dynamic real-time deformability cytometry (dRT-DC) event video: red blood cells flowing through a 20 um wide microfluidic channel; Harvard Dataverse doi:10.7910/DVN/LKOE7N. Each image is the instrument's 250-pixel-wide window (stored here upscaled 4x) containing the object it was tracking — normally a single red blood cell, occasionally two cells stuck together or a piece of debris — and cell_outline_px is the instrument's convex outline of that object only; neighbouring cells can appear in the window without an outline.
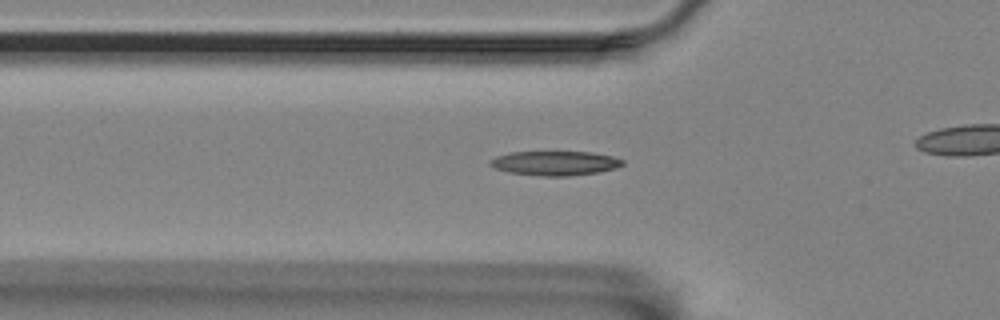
{"species": "Egyptian fruit bat (a non-hibernating species)", "species_latin": "Rousettus aegyptiacus", "temperature_condition": "room temperature", "stored_images_in_passage": 36, "camera_frame_rate_fps": 3000, "um_per_image_px": 0.085, "animal": {"sex": "female"}, "frame": {"image": 1, "passage_image": 8, "time_ms": 2.333, "image_size_px": [1000, 320], "cell_outline_px": [[624, 164], [616, 168], [600, 172], [568, 176], [544, 176], [508, 172], [496, 168], [488, 164], [488, 160], [496, 156], [512, 152], [592, 152], [612, 156], [624, 160]], "centroid_in_image_um": [47.18, 13.87], "position_along_channel_um": 78.6, "area_um2": 18.84}}
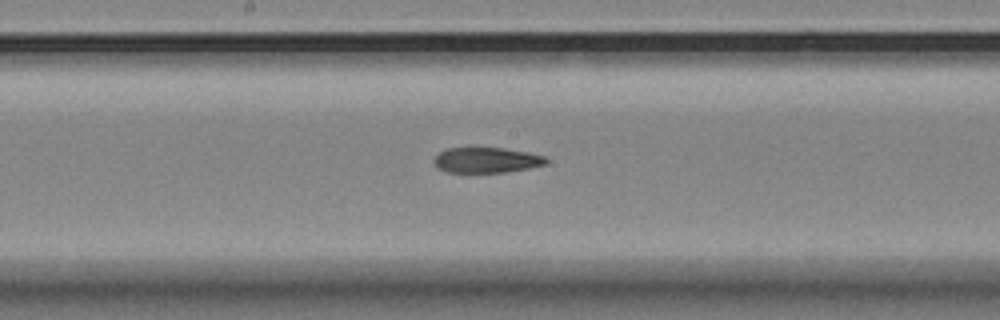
{"frame": {"image": 2, "passage_image": 19, "time_ms": 6.0, "image_size_px": [1000, 320], "cell_outline_px": [[548, 164], [528, 168], [504, 172], [448, 172], [440, 168], [432, 160], [440, 152], [448, 148], [504, 148], [528, 152], [544, 156], [548, 160]], "centroid_in_image_um": [41.39, 13.6], "position_along_channel_um": 206.8, "area_um2": 16.42}}
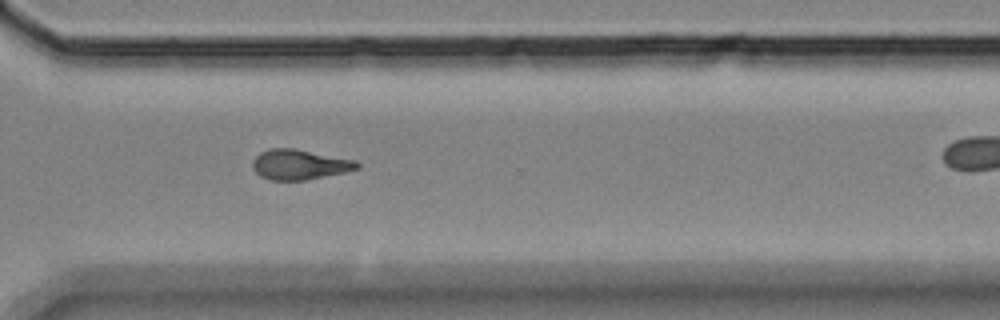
{"frame": {"image": 3, "passage_image": 31, "time_ms": 10.0, "image_size_px": [1000, 320], "cell_outline_px": [[360, 168], [344, 172], [304, 180], [268, 180], [260, 176], [252, 168], [252, 160], [260, 152], [268, 148], [292, 148], [356, 160], [360, 164]], "centroid_in_image_um": [25.43, 13.98], "position_along_channel_um": 345.2, "area_um2": 18.32}}